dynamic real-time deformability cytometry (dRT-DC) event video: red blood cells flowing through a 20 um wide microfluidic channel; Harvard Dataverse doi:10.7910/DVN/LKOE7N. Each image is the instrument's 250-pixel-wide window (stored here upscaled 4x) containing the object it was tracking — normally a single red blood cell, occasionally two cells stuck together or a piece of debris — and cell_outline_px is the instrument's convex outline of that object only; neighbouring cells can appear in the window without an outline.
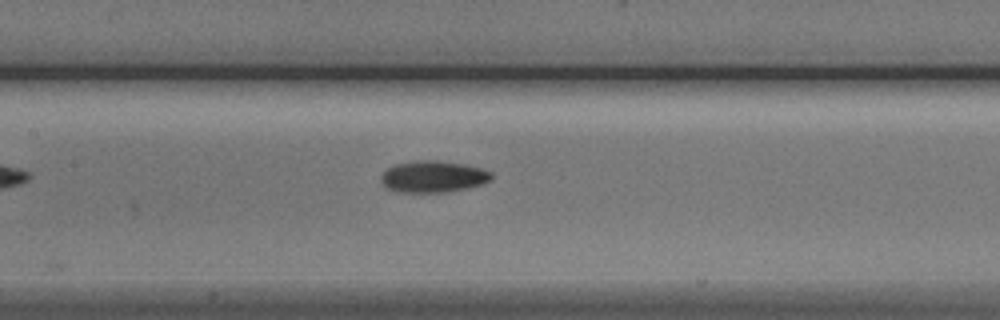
{"species": "Egyptian fruit bat (a non-hibernating species)", "species_latin": "Rousettus aegyptiacus", "temperature_condition": "cold", "stored_images_in_passage": 7, "camera_frame_rate_fps": 3000, "um_per_image_px": 0.085, "animal": {"sex": "male"}, "frame": {"image": 1, "passage_image": 7, "time_ms": 7.0, "image_size_px": [1000, 320], "cell_outline_px": [[492, 180], [468, 188], [448, 192], [400, 192], [388, 188], [380, 180], [380, 176], [388, 168], [396, 164], [420, 160], [436, 160], [464, 164], [480, 168], [492, 172]], "centroid_in_image_um": [36.84, 15.01], "position_along_channel_um": 170.6, "area_um2": 20.23}}